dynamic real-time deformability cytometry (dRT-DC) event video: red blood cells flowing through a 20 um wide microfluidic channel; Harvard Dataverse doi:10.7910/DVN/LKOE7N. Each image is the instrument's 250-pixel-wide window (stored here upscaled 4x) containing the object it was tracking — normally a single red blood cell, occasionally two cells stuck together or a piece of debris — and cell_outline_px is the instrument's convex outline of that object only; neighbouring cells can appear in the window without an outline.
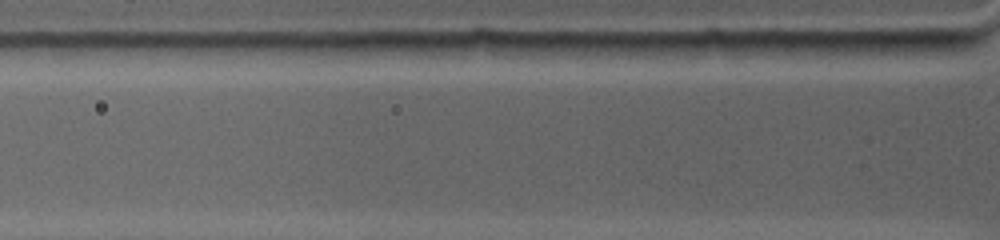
{"species": "common noctule bat (a hibernating species)", "species_latin": "Nyctalus noctula", "temperature_condition": "warm", "stored_images_in_passage": 2, "segment_of_instrument_passage": [2, 2], "camera_frame_rate_fps": 4500, "um_per_image_px": 0.085, "animal": {"sex": "female", "body_mass_g": 19.0, "forearm_length_mm": 53.3}, "frame": {"image": 1, "passage_image": 2, "time_ms": 0.222, "image_size_px": [1000, 240], "cell_outline_px": [[680, 44], [660, 60], [588, 60], [576, 44], [676, 40]], "centroid_in_image_um": [53.42, 4.28], "position_along_channel_um": 72.4, "area_um2": 11.68}}